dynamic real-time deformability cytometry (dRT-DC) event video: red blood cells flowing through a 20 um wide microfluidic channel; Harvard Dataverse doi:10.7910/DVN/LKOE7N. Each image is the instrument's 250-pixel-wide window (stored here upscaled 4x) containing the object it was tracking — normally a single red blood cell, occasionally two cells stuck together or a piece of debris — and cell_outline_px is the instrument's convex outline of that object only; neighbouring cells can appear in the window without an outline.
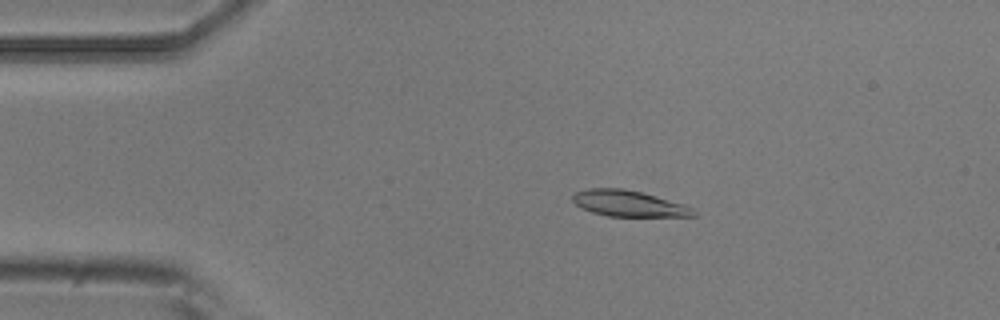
{"species": "common noctule bat (a hibernating species)", "species_latin": "Nyctalus noctula", "temperature_condition": "room temperature", "stored_images_in_passage": 5, "camera_frame_rate_fps": 3000, "um_per_image_px": 0.085, "animal": {"sex": "male", "body_mass_g": 20.5, "forearm_length_mm": 52.5}, "frame": {"image": 1, "passage_image": 3, "time_ms": 0.667, "image_size_px": [1000, 320], "cell_outline_px": [[696, 216], [608, 216], [592, 212], [580, 208], [572, 200], [572, 196], [576, 192], [588, 188], [624, 188], [640, 192], [684, 204], [692, 208], [696, 212]], "centroid_in_image_um": [53.41, 17.3], "position_along_channel_um": 31.6, "area_um2": 18.21}}
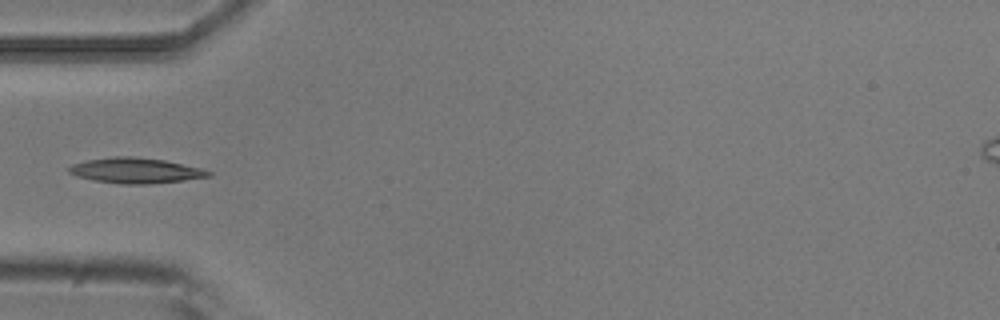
{"frame": {"image": 2, "passage_image": 5, "time_ms": 1.333, "image_size_px": [1000, 320], "cell_outline_px": [[212, 176], [184, 180], [148, 184], [120, 184], [92, 180], [76, 176], [68, 172], [68, 168], [72, 164], [88, 160], [112, 156], [132, 156], [164, 160], [200, 168], [212, 172]], "centroid_in_image_um": [11.5, 14.5], "position_along_channel_um": 73.5, "area_um2": 20.63}}